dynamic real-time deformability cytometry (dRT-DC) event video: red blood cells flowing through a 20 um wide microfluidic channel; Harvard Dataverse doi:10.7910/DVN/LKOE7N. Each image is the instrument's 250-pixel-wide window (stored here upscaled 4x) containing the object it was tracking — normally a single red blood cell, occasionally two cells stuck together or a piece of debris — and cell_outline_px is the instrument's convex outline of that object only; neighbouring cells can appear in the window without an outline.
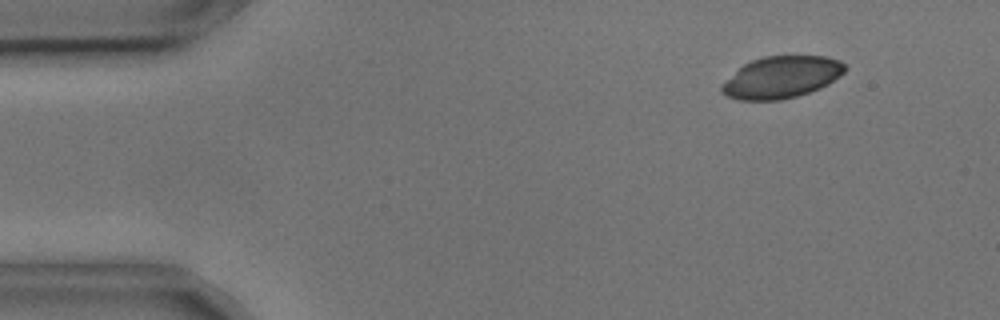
{"species": "common noctule bat (a hibernating species)", "species_latin": "Nyctalus noctula", "temperature_condition": "cold", "stored_images_in_passage": 5, "camera_frame_rate_fps": 3000, "um_per_image_px": 0.085, "animal": {"sex": "male", "body_mass_g": 17.9, "forearm_length_mm": 54.2}, "frame": {"image": 1, "passage_image": 2, "time_ms": 0.333, "image_size_px": [1000, 320], "cell_outline_px": [[848, 68], [840, 76], [828, 84], [820, 88], [796, 96], [780, 100], [740, 100], [728, 96], [720, 92], [720, 88], [744, 64], [752, 60], [764, 56], [824, 56], [840, 60]], "centroid_in_image_um": [66.47, 6.56], "position_along_channel_um": 18.5, "area_um2": 29.71}}